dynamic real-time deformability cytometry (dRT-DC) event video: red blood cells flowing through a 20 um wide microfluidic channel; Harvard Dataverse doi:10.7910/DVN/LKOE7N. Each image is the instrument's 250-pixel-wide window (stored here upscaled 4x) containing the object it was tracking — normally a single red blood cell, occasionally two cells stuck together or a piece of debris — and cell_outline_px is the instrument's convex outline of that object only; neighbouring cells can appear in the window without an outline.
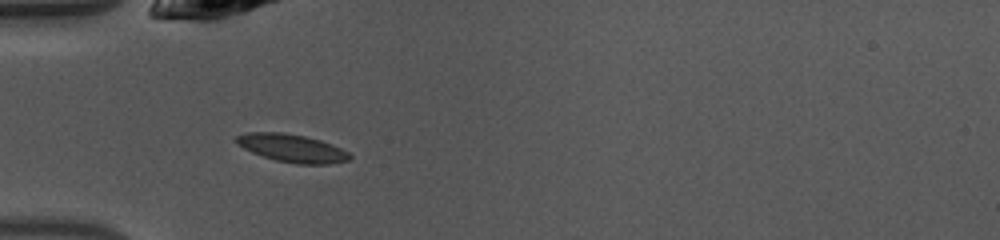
{"species": "common noctule bat (a hibernating species)", "species_latin": "Nyctalus noctula", "temperature_condition": "warm", "stored_images_in_passage": 8, "camera_frame_rate_fps": 3000, "um_per_image_px": 0.085, "animal": {"sex": "female", "body_mass_g": 10.0, "forearm_length_mm": 53.1}, "frame": {"image": 1, "passage_image": 1, "time_ms": 0.0, "image_size_px": [1000, 240], "cell_outline_px": [[352, 156], [348, 160], [328, 164], [300, 164], [276, 160], [252, 152], [236, 144], [232, 140], [236, 136], [248, 132], [284, 132], [304, 136], [320, 140], [332, 144], [348, 152]], "centroid_in_image_um": [24.79, 12.58], "position_along_channel_um": 60.2, "area_um2": 18.38}}
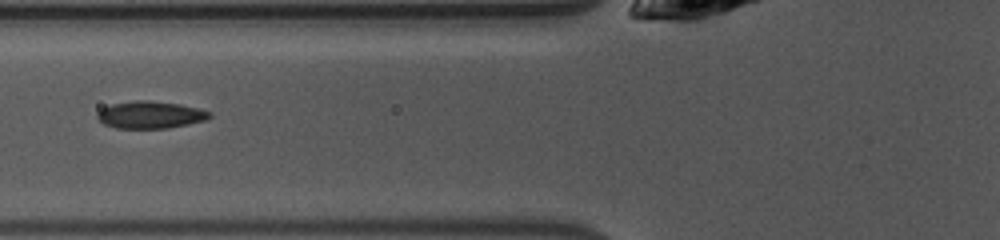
{"frame": {"image": 2, "passage_image": 5, "time_ms": 1.333, "image_size_px": [1000, 240], "cell_outline_px": [[212, 116], [208, 120], [168, 128], [116, 128], [104, 124], [96, 116], [104, 108], [112, 104], [136, 100], [148, 100], [180, 104], [212, 112]], "centroid_in_image_um": [12.83, 9.76], "position_along_channel_um": 113.0, "area_um2": 17.69}}
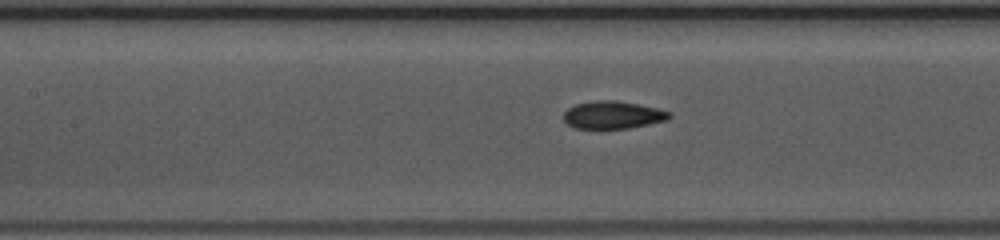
{"frame": {"image": 3, "passage_image": 8, "time_ms": 2.333, "image_size_px": [1000, 240], "cell_outline_px": [[672, 116], [668, 120], [628, 128], [576, 128], [568, 124], [564, 120], [564, 112], [568, 108], [576, 104], [596, 100], [616, 100], [640, 104], [672, 112]], "centroid_in_image_um": [52.12, 9.76], "position_along_channel_um": 155.3, "area_um2": 16.99}}